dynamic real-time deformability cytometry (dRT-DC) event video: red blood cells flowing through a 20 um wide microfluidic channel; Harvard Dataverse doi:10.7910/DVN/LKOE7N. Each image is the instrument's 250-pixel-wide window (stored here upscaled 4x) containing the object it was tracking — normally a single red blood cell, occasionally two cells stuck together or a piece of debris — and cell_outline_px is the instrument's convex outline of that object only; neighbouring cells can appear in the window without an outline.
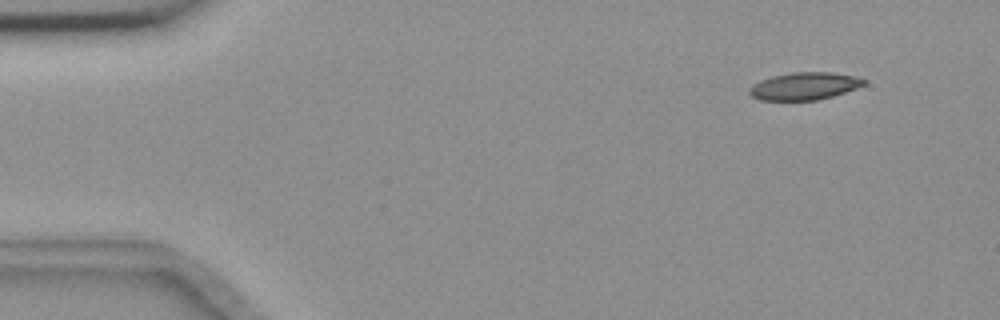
{"species": "common noctule bat (a hibernating species)", "species_latin": "Nyctalus noctula", "temperature_condition": "room temperature", "stored_images_in_passage": 4, "camera_frame_rate_fps": 3000, "um_per_image_px": 0.085, "animal": {"sex": "female", "body_mass_g": 18.4}, "frame": {"image": 1, "passage_image": 1, "time_ms": 0.0, "image_size_px": [1000, 320], "cell_outline_px": [[868, 80], [864, 84], [856, 88], [832, 96], [816, 100], [760, 100], [752, 96], [748, 92], [748, 88], [752, 84], [760, 80], [772, 76], [792, 72], [832, 72], [856, 76]], "centroid_in_image_um": [68.35, 7.31], "position_along_channel_um": 16.6, "area_um2": 18.38}}
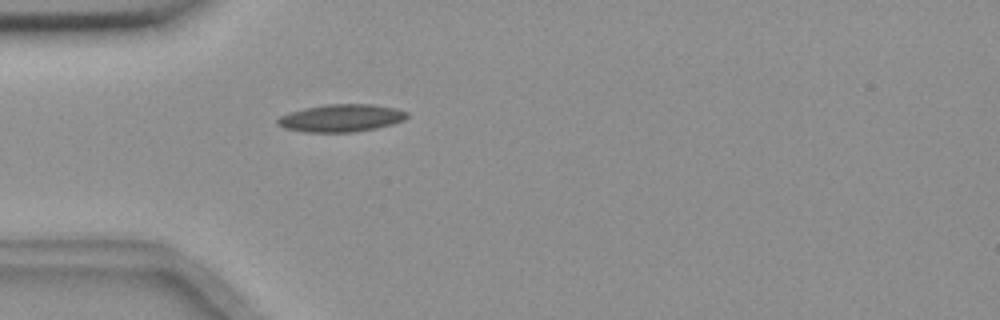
{"frame": {"image": 2, "passage_image": 4, "time_ms": 1.0, "image_size_px": [1000, 320], "cell_outline_px": [[408, 116], [404, 120], [392, 124], [376, 128], [352, 132], [304, 132], [284, 128], [276, 124], [276, 120], [280, 116], [288, 112], [304, 108], [328, 104], [372, 104], [396, 108], [408, 112]], "centroid_in_image_um": [28.98, 10.03], "position_along_channel_um": 56.0, "area_um2": 20.87}}